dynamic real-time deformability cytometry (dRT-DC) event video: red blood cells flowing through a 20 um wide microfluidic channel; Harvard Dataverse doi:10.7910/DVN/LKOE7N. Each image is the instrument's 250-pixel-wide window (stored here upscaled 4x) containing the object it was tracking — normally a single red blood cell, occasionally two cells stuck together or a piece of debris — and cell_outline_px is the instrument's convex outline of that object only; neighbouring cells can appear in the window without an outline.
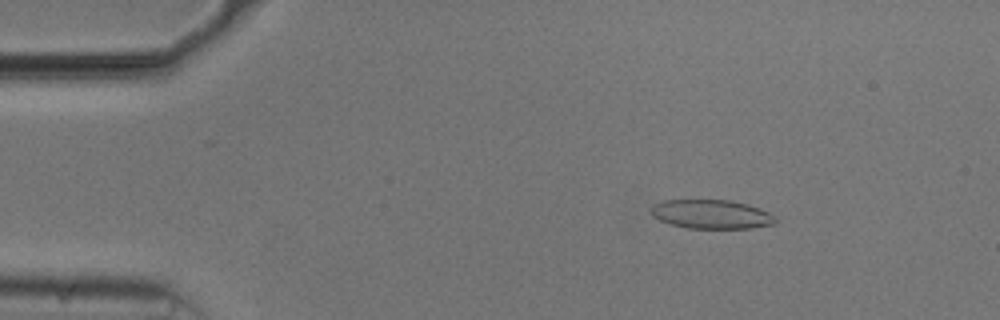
{"species": "common noctule bat (a hibernating species)", "species_latin": "Nyctalus noctula", "temperature_condition": "cold", "stored_images_in_passage": 53, "camera_frame_rate_fps": 3000, "um_per_image_px": 0.085, "animal": {"sex": "male", "body_mass_g": 20.5, "forearm_length_mm": 52.5}, "frame": {"image": 1, "passage_image": 7, "time_ms": 2.0, "image_size_px": [1000, 320], "cell_outline_px": [[776, 224], [752, 228], [688, 228], [672, 224], [660, 220], [652, 216], [652, 204], [664, 200], [728, 200], [748, 204], [760, 208], [776, 216]], "centroid_in_image_um": [60.5, 18.21], "position_along_channel_um": 24.5, "area_um2": 21.04}}
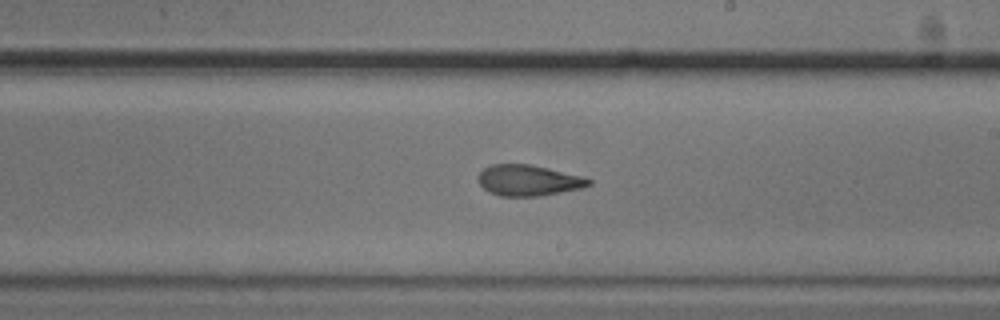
{"frame": {"image": 2, "passage_image": 30, "time_ms": 9.667, "image_size_px": [1000, 320], "cell_outline_px": [[592, 184], [584, 188], [540, 196], [500, 196], [488, 192], [480, 184], [476, 176], [484, 168], [492, 164], [528, 164], [580, 176], [592, 180]], "centroid_in_image_um": [44.89, 15.34], "position_along_channel_um": 244.1, "area_um2": 19.83}}
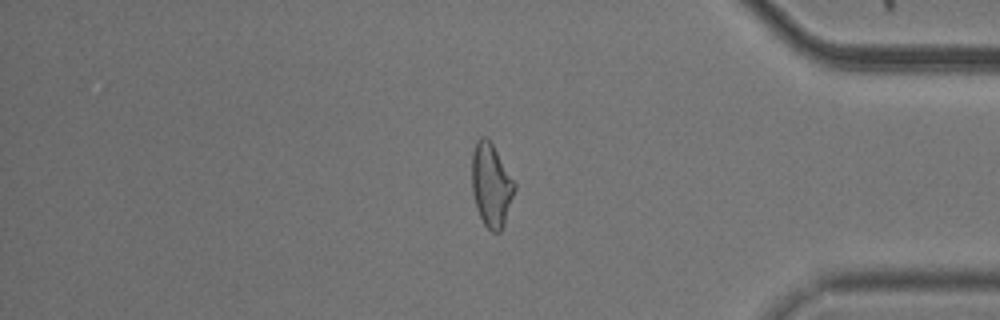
{"frame": {"image": 3, "passage_image": 44, "time_ms": 14.333, "image_size_px": [1000, 320], "cell_outline_px": [[516, 188], [504, 224], [500, 232], [492, 232], [484, 224], [476, 208], [472, 192], [472, 152], [476, 140], [480, 136], [484, 136], [492, 144], [516, 184]], "centroid_in_image_um": [41.74, 15.74], "position_along_channel_um": 393.5, "area_um2": 20.63}, "authors_computed_cell_mechanics": {"area_um2": 20.8658, "velocity_mm_per_s": 3.7446, "shape_relaxation_time_tau1_ms": 4.501, "shape_relaxation_time_tau2_ms": 1.9046, "deformation_change_tau1": 0.1719, "deformation_change_tau2": 0.0971}}